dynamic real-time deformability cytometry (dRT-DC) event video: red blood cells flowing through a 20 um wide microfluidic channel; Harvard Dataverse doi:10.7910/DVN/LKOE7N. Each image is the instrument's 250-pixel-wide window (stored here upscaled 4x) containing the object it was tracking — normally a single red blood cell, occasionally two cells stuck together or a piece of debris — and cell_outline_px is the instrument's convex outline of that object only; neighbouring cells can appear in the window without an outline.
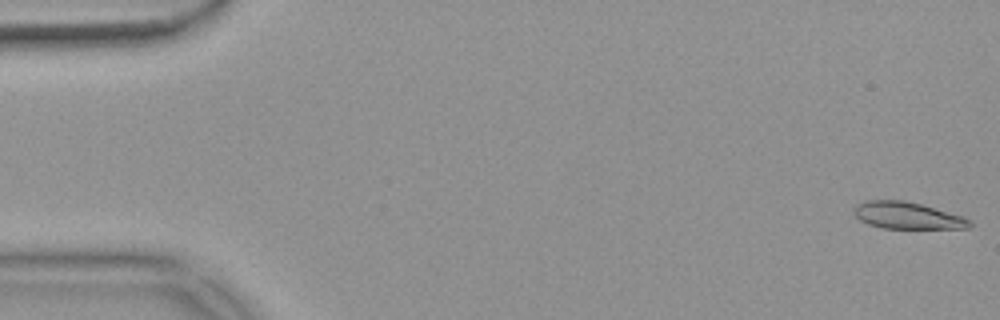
{"species": "common noctule bat (a hibernating species)", "species_latin": "Nyctalus noctula", "temperature_condition": "warm", "stored_images_in_passage": 54, "camera_frame_rate_fps": 3000, "um_per_image_px": 0.085, "animal": {"sex": "female", "body_mass_g": 18.4}, "frame": {"image": 1, "passage_image": 1, "time_ms": 0.0, "image_size_px": [1000, 320], "cell_outline_px": [[972, 224], [968, 228], [880, 228], [868, 224], [860, 220], [852, 212], [852, 208], [856, 204], [864, 200], [904, 200], [920, 204], [964, 216], [972, 220]], "centroid_in_image_um": [77.09, 18.31], "position_along_channel_um": 7.9, "area_um2": 18.26}}
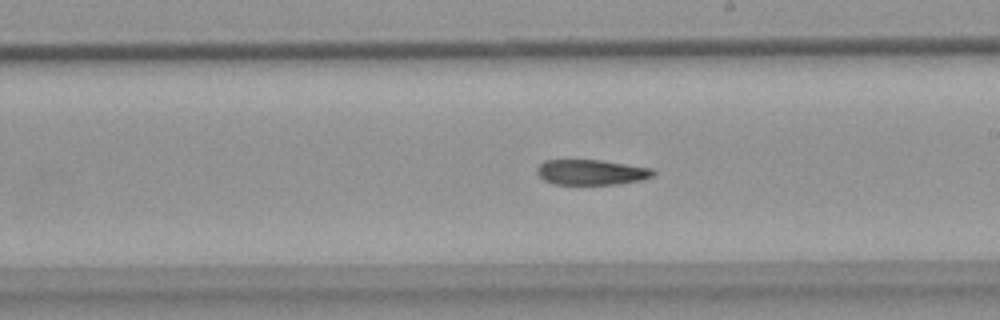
{"frame": {"image": 2, "passage_image": 31, "time_ms": 10.0, "image_size_px": [1000, 320], "cell_outline_px": [[656, 172], [652, 176], [640, 180], [620, 184], [552, 184], [544, 180], [536, 172], [536, 168], [544, 160], [600, 160], [652, 168]], "centroid_in_image_um": [50.24, 14.64], "position_along_channel_um": 238.8, "area_um2": 17.11}}
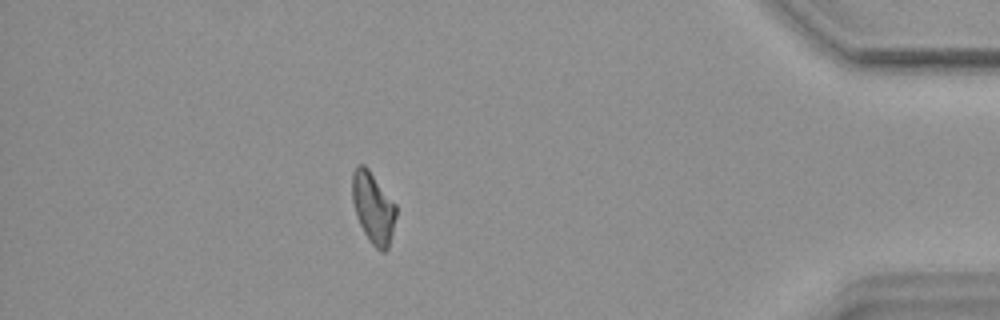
{"frame": {"image": 3, "passage_image": 48, "time_ms": 15.667, "image_size_px": [1000, 320], "cell_outline_px": [[396, 216], [388, 248], [384, 252], [380, 252], [372, 244], [364, 232], [356, 216], [352, 200], [352, 172], [356, 164], [364, 164], [368, 168], [396, 204]], "centroid_in_image_um": [31.7, 17.63], "position_along_channel_um": 403.5, "area_um2": 18.21}}